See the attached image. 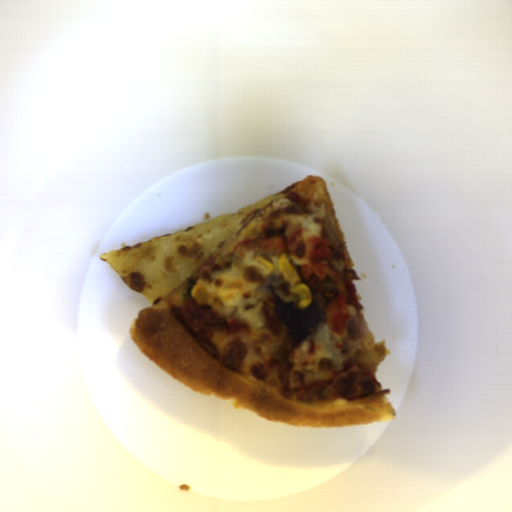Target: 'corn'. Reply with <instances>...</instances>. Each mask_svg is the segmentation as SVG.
Returning a JSON list of instances; mask_svg holds the SVG:
<instances>
[{
  "label": "corn",
  "instance_id": "f1292c28",
  "mask_svg": "<svg viewBox=\"0 0 512 512\" xmlns=\"http://www.w3.org/2000/svg\"><path fill=\"white\" fill-rule=\"evenodd\" d=\"M192 298H195L197 303H207L209 301V291L206 286L195 284L191 290Z\"/></svg>",
  "mask_w": 512,
  "mask_h": 512
},
{
  "label": "corn",
  "instance_id": "51d56268",
  "mask_svg": "<svg viewBox=\"0 0 512 512\" xmlns=\"http://www.w3.org/2000/svg\"><path fill=\"white\" fill-rule=\"evenodd\" d=\"M277 266L289 284L290 293L296 295L299 307L303 308L311 304L313 297L309 286L301 282L300 277L285 254L282 253L279 257Z\"/></svg>",
  "mask_w": 512,
  "mask_h": 512
},
{
  "label": "corn",
  "instance_id": "5cfa1b94",
  "mask_svg": "<svg viewBox=\"0 0 512 512\" xmlns=\"http://www.w3.org/2000/svg\"><path fill=\"white\" fill-rule=\"evenodd\" d=\"M255 263L263 266L265 269H267L269 272L272 271L273 265L272 263L263 257L262 255H258L255 259Z\"/></svg>",
  "mask_w": 512,
  "mask_h": 512
}]
</instances>
